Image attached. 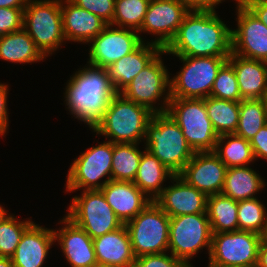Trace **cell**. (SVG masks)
I'll return each mask as SVG.
<instances>
[{
	"label": "cell",
	"instance_id": "13",
	"mask_svg": "<svg viewBox=\"0 0 267 267\" xmlns=\"http://www.w3.org/2000/svg\"><path fill=\"white\" fill-rule=\"evenodd\" d=\"M263 238L243 230L213 233L208 265L256 267Z\"/></svg>",
	"mask_w": 267,
	"mask_h": 267
},
{
	"label": "cell",
	"instance_id": "39",
	"mask_svg": "<svg viewBox=\"0 0 267 267\" xmlns=\"http://www.w3.org/2000/svg\"><path fill=\"white\" fill-rule=\"evenodd\" d=\"M24 9L0 8V37L23 29Z\"/></svg>",
	"mask_w": 267,
	"mask_h": 267
},
{
	"label": "cell",
	"instance_id": "28",
	"mask_svg": "<svg viewBox=\"0 0 267 267\" xmlns=\"http://www.w3.org/2000/svg\"><path fill=\"white\" fill-rule=\"evenodd\" d=\"M46 56L36 46L29 34L21 29L0 37V59L12 63H35Z\"/></svg>",
	"mask_w": 267,
	"mask_h": 267
},
{
	"label": "cell",
	"instance_id": "14",
	"mask_svg": "<svg viewBox=\"0 0 267 267\" xmlns=\"http://www.w3.org/2000/svg\"><path fill=\"white\" fill-rule=\"evenodd\" d=\"M108 24L95 38L89 51L91 66L107 68L120 58L136 50L143 42L138 31Z\"/></svg>",
	"mask_w": 267,
	"mask_h": 267
},
{
	"label": "cell",
	"instance_id": "47",
	"mask_svg": "<svg viewBox=\"0 0 267 267\" xmlns=\"http://www.w3.org/2000/svg\"><path fill=\"white\" fill-rule=\"evenodd\" d=\"M0 267H14L11 258L0 257Z\"/></svg>",
	"mask_w": 267,
	"mask_h": 267
},
{
	"label": "cell",
	"instance_id": "42",
	"mask_svg": "<svg viewBox=\"0 0 267 267\" xmlns=\"http://www.w3.org/2000/svg\"><path fill=\"white\" fill-rule=\"evenodd\" d=\"M8 85L0 83V136L5 135L8 126V109H7Z\"/></svg>",
	"mask_w": 267,
	"mask_h": 267
},
{
	"label": "cell",
	"instance_id": "33",
	"mask_svg": "<svg viewBox=\"0 0 267 267\" xmlns=\"http://www.w3.org/2000/svg\"><path fill=\"white\" fill-rule=\"evenodd\" d=\"M267 124V99L242 100L235 134L251 141Z\"/></svg>",
	"mask_w": 267,
	"mask_h": 267
},
{
	"label": "cell",
	"instance_id": "30",
	"mask_svg": "<svg viewBox=\"0 0 267 267\" xmlns=\"http://www.w3.org/2000/svg\"><path fill=\"white\" fill-rule=\"evenodd\" d=\"M213 152L227 168L248 166L255 161L250 141L235 133L220 135Z\"/></svg>",
	"mask_w": 267,
	"mask_h": 267
},
{
	"label": "cell",
	"instance_id": "36",
	"mask_svg": "<svg viewBox=\"0 0 267 267\" xmlns=\"http://www.w3.org/2000/svg\"><path fill=\"white\" fill-rule=\"evenodd\" d=\"M33 221H18L14 215H8L0 224V257L11 258L24 231Z\"/></svg>",
	"mask_w": 267,
	"mask_h": 267
},
{
	"label": "cell",
	"instance_id": "29",
	"mask_svg": "<svg viewBox=\"0 0 267 267\" xmlns=\"http://www.w3.org/2000/svg\"><path fill=\"white\" fill-rule=\"evenodd\" d=\"M238 202L221 193L207 198V215L212 233L238 230Z\"/></svg>",
	"mask_w": 267,
	"mask_h": 267
},
{
	"label": "cell",
	"instance_id": "43",
	"mask_svg": "<svg viewBox=\"0 0 267 267\" xmlns=\"http://www.w3.org/2000/svg\"><path fill=\"white\" fill-rule=\"evenodd\" d=\"M257 18L267 26V0H240Z\"/></svg>",
	"mask_w": 267,
	"mask_h": 267
},
{
	"label": "cell",
	"instance_id": "16",
	"mask_svg": "<svg viewBox=\"0 0 267 267\" xmlns=\"http://www.w3.org/2000/svg\"><path fill=\"white\" fill-rule=\"evenodd\" d=\"M190 9L180 0H150L139 32L157 35L152 43L163 49L176 35Z\"/></svg>",
	"mask_w": 267,
	"mask_h": 267
},
{
	"label": "cell",
	"instance_id": "24",
	"mask_svg": "<svg viewBox=\"0 0 267 267\" xmlns=\"http://www.w3.org/2000/svg\"><path fill=\"white\" fill-rule=\"evenodd\" d=\"M234 69L243 100L267 99V62L231 53L227 61Z\"/></svg>",
	"mask_w": 267,
	"mask_h": 267
},
{
	"label": "cell",
	"instance_id": "46",
	"mask_svg": "<svg viewBox=\"0 0 267 267\" xmlns=\"http://www.w3.org/2000/svg\"><path fill=\"white\" fill-rule=\"evenodd\" d=\"M29 0H0V8L25 9Z\"/></svg>",
	"mask_w": 267,
	"mask_h": 267
},
{
	"label": "cell",
	"instance_id": "38",
	"mask_svg": "<svg viewBox=\"0 0 267 267\" xmlns=\"http://www.w3.org/2000/svg\"><path fill=\"white\" fill-rule=\"evenodd\" d=\"M77 6L100 17L111 24L114 16L115 0H71Z\"/></svg>",
	"mask_w": 267,
	"mask_h": 267
},
{
	"label": "cell",
	"instance_id": "31",
	"mask_svg": "<svg viewBox=\"0 0 267 267\" xmlns=\"http://www.w3.org/2000/svg\"><path fill=\"white\" fill-rule=\"evenodd\" d=\"M207 115L218 136L236 132L240 102L209 96L205 99Z\"/></svg>",
	"mask_w": 267,
	"mask_h": 267
},
{
	"label": "cell",
	"instance_id": "22",
	"mask_svg": "<svg viewBox=\"0 0 267 267\" xmlns=\"http://www.w3.org/2000/svg\"><path fill=\"white\" fill-rule=\"evenodd\" d=\"M63 1L61 0V16L65 40L87 44L108 25L71 0Z\"/></svg>",
	"mask_w": 267,
	"mask_h": 267
},
{
	"label": "cell",
	"instance_id": "4",
	"mask_svg": "<svg viewBox=\"0 0 267 267\" xmlns=\"http://www.w3.org/2000/svg\"><path fill=\"white\" fill-rule=\"evenodd\" d=\"M145 147L178 175L195 154L178 124L166 113L153 114L147 125Z\"/></svg>",
	"mask_w": 267,
	"mask_h": 267
},
{
	"label": "cell",
	"instance_id": "20",
	"mask_svg": "<svg viewBox=\"0 0 267 267\" xmlns=\"http://www.w3.org/2000/svg\"><path fill=\"white\" fill-rule=\"evenodd\" d=\"M114 213L126 224L152 200L130 181H108L100 189Z\"/></svg>",
	"mask_w": 267,
	"mask_h": 267
},
{
	"label": "cell",
	"instance_id": "2",
	"mask_svg": "<svg viewBox=\"0 0 267 267\" xmlns=\"http://www.w3.org/2000/svg\"><path fill=\"white\" fill-rule=\"evenodd\" d=\"M65 89L67 109L92 130L102 120L110 101L117 94L107 69L89 64L70 77Z\"/></svg>",
	"mask_w": 267,
	"mask_h": 267
},
{
	"label": "cell",
	"instance_id": "6",
	"mask_svg": "<svg viewBox=\"0 0 267 267\" xmlns=\"http://www.w3.org/2000/svg\"><path fill=\"white\" fill-rule=\"evenodd\" d=\"M23 29L47 57L65 40L61 0H29L24 9Z\"/></svg>",
	"mask_w": 267,
	"mask_h": 267
},
{
	"label": "cell",
	"instance_id": "44",
	"mask_svg": "<svg viewBox=\"0 0 267 267\" xmlns=\"http://www.w3.org/2000/svg\"><path fill=\"white\" fill-rule=\"evenodd\" d=\"M190 10H215V6L223 0H180Z\"/></svg>",
	"mask_w": 267,
	"mask_h": 267
},
{
	"label": "cell",
	"instance_id": "19",
	"mask_svg": "<svg viewBox=\"0 0 267 267\" xmlns=\"http://www.w3.org/2000/svg\"><path fill=\"white\" fill-rule=\"evenodd\" d=\"M64 224L59 230H54L63 256L71 267H94L98 265L93 239L72 220L65 216L59 222Z\"/></svg>",
	"mask_w": 267,
	"mask_h": 267
},
{
	"label": "cell",
	"instance_id": "35",
	"mask_svg": "<svg viewBox=\"0 0 267 267\" xmlns=\"http://www.w3.org/2000/svg\"><path fill=\"white\" fill-rule=\"evenodd\" d=\"M150 0H115L114 16L110 25L139 31Z\"/></svg>",
	"mask_w": 267,
	"mask_h": 267
},
{
	"label": "cell",
	"instance_id": "15",
	"mask_svg": "<svg viewBox=\"0 0 267 267\" xmlns=\"http://www.w3.org/2000/svg\"><path fill=\"white\" fill-rule=\"evenodd\" d=\"M237 2V29H232V53L267 62V26L240 0Z\"/></svg>",
	"mask_w": 267,
	"mask_h": 267
},
{
	"label": "cell",
	"instance_id": "9",
	"mask_svg": "<svg viewBox=\"0 0 267 267\" xmlns=\"http://www.w3.org/2000/svg\"><path fill=\"white\" fill-rule=\"evenodd\" d=\"M212 231L207 213L170 217L168 251L187 267L189 260L201 249H211Z\"/></svg>",
	"mask_w": 267,
	"mask_h": 267
},
{
	"label": "cell",
	"instance_id": "40",
	"mask_svg": "<svg viewBox=\"0 0 267 267\" xmlns=\"http://www.w3.org/2000/svg\"><path fill=\"white\" fill-rule=\"evenodd\" d=\"M133 267H187L181 260L174 257L171 253H157L137 257Z\"/></svg>",
	"mask_w": 267,
	"mask_h": 267
},
{
	"label": "cell",
	"instance_id": "37",
	"mask_svg": "<svg viewBox=\"0 0 267 267\" xmlns=\"http://www.w3.org/2000/svg\"><path fill=\"white\" fill-rule=\"evenodd\" d=\"M210 96L236 102L243 100L239 92L236 74L228 62L218 71Z\"/></svg>",
	"mask_w": 267,
	"mask_h": 267
},
{
	"label": "cell",
	"instance_id": "34",
	"mask_svg": "<svg viewBox=\"0 0 267 267\" xmlns=\"http://www.w3.org/2000/svg\"><path fill=\"white\" fill-rule=\"evenodd\" d=\"M266 206L258 198L238 202V230L251 231L261 236L267 233Z\"/></svg>",
	"mask_w": 267,
	"mask_h": 267
},
{
	"label": "cell",
	"instance_id": "45",
	"mask_svg": "<svg viewBox=\"0 0 267 267\" xmlns=\"http://www.w3.org/2000/svg\"><path fill=\"white\" fill-rule=\"evenodd\" d=\"M256 267H267V239L265 237L259 246Z\"/></svg>",
	"mask_w": 267,
	"mask_h": 267
},
{
	"label": "cell",
	"instance_id": "7",
	"mask_svg": "<svg viewBox=\"0 0 267 267\" xmlns=\"http://www.w3.org/2000/svg\"><path fill=\"white\" fill-rule=\"evenodd\" d=\"M183 68L170 79L171 98L206 99L210 96L218 71L228 57L176 56Z\"/></svg>",
	"mask_w": 267,
	"mask_h": 267
},
{
	"label": "cell",
	"instance_id": "32",
	"mask_svg": "<svg viewBox=\"0 0 267 267\" xmlns=\"http://www.w3.org/2000/svg\"><path fill=\"white\" fill-rule=\"evenodd\" d=\"M134 143H113L111 180L133 182L144 151Z\"/></svg>",
	"mask_w": 267,
	"mask_h": 267
},
{
	"label": "cell",
	"instance_id": "17",
	"mask_svg": "<svg viewBox=\"0 0 267 267\" xmlns=\"http://www.w3.org/2000/svg\"><path fill=\"white\" fill-rule=\"evenodd\" d=\"M226 171L227 166L213 151L195 152L178 176L209 196L221 193Z\"/></svg>",
	"mask_w": 267,
	"mask_h": 267
},
{
	"label": "cell",
	"instance_id": "25",
	"mask_svg": "<svg viewBox=\"0 0 267 267\" xmlns=\"http://www.w3.org/2000/svg\"><path fill=\"white\" fill-rule=\"evenodd\" d=\"M162 51L159 45L143 42L136 50L107 67L115 91L120 93Z\"/></svg>",
	"mask_w": 267,
	"mask_h": 267
},
{
	"label": "cell",
	"instance_id": "23",
	"mask_svg": "<svg viewBox=\"0 0 267 267\" xmlns=\"http://www.w3.org/2000/svg\"><path fill=\"white\" fill-rule=\"evenodd\" d=\"M98 265L133 267L136 259L125 224L115 231L93 239Z\"/></svg>",
	"mask_w": 267,
	"mask_h": 267
},
{
	"label": "cell",
	"instance_id": "11",
	"mask_svg": "<svg viewBox=\"0 0 267 267\" xmlns=\"http://www.w3.org/2000/svg\"><path fill=\"white\" fill-rule=\"evenodd\" d=\"M163 53L164 50L120 92L127 99L148 108L154 114L166 113L171 98L169 72L160 56ZM162 96H164L163 104L158 103L162 106L156 108L154 104L160 101Z\"/></svg>",
	"mask_w": 267,
	"mask_h": 267
},
{
	"label": "cell",
	"instance_id": "5",
	"mask_svg": "<svg viewBox=\"0 0 267 267\" xmlns=\"http://www.w3.org/2000/svg\"><path fill=\"white\" fill-rule=\"evenodd\" d=\"M167 113L194 152L214 151L219 136L207 115L205 99L170 98Z\"/></svg>",
	"mask_w": 267,
	"mask_h": 267
},
{
	"label": "cell",
	"instance_id": "50",
	"mask_svg": "<svg viewBox=\"0 0 267 267\" xmlns=\"http://www.w3.org/2000/svg\"><path fill=\"white\" fill-rule=\"evenodd\" d=\"M94 267H111V266L96 265Z\"/></svg>",
	"mask_w": 267,
	"mask_h": 267
},
{
	"label": "cell",
	"instance_id": "27",
	"mask_svg": "<svg viewBox=\"0 0 267 267\" xmlns=\"http://www.w3.org/2000/svg\"><path fill=\"white\" fill-rule=\"evenodd\" d=\"M265 182L250 166L227 168L221 194L239 202L256 198L255 194L265 188Z\"/></svg>",
	"mask_w": 267,
	"mask_h": 267
},
{
	"label": "cell",
	"instance_id": "48",
	"mask_svg": "<svg viewBox=\"0 0 267 267\" xmlns=\"http://www.w3.org/2000/svg\"><path fill=\"white\" fill-rule=\"evenodd\" d=\"M7 216H8L7 210H5L4 207L0 205V224Z\"/></svg>",
	"mask_w": 267,
	"mask_h": 267
},
{
	"label": "cell",
	"instance_id": "1",
	"mask_svg": "<svg viewBox=\"0 0 267 267\" xmlns=\"http://www.w3.org/2000/svg\"><path fill=\"white\" fill-rule=\"evenodd\" d=\"M164 54L189 57H229L232 29L215 10H190Z\"/></svg>",
	"mask_w": 267,
	"mask_h": 267
},
{
	"label": "cell",
	"instance_id": "21",
	"mask_svg": "<svg viewBox=\"0 0 267 267\" xmlns=\"http://www.w3.org/2000/svg\"><path fill=\"white\" fill-rule=\"evenodd\" d=\"M54 229H48L34 222L24 231L14 255V267H42L48 251L55 243Z\"/></svg>",
	"mask_w": 267,
	"mask_h": 267
},
{
	"label": "cell",
	"instance_id": "12",
	"mask_svg": "<svg viewBox=\"0 0 267 267\" xmlns=\"http://www.w3.org/2000/svg\"><path fill=\"white\" fill-rule=\"evenodd\" d=\"M112 157L113 143L110 141L90 147L79 155L69 168L66 192L101 189L111 180ZM105 176L107 179L100 181Z\"/></svg>",
	"mask_w": 267,
	"mask_h": 267
},
{
	"label": "cell",
	"instance_id": "18",
	"mask_svg": "<svg viewBox=\"0 0 267 267\" xmlns=\"http://www.w3.org/2000/svg\"><path fill=\"white\" fill-rule=\"evenodd\" d=\"M170 180L173 185L165 187L154 200L169 217L207 213L208 196L205 193L187 184L178 175Z\"/></svg>",
	"mask_w": 267,
	"mask_h": 267
},
{
	"label": "cell",
	"instance_id": "26",
	"mask_svg": "<svg viewBox=\"0 0 267 267\" xmlns=\"http://www.w3.org/2000/svg\"><path fill=\"white\" fill-rule=\"evenodd\" d=\"M174 176V173H172L161 161L145 149L141 156L133 183L147 197L154 201L165 188L163 187L164 181L171 179Z\"/></svg>",
	"mask_w": 267,
	"mask_h": 267
},
{
	"label": "cell",
	"instance_id": "8",
	"mask_svg": "<svg viewBox=\"0 0 267 267\" xmlns=\"http://www.w3.org/2000/svg\"><path fill=\"white\" fill-rule=\"evenodd\" d=\"M169 224L170 217L154 201L127 222L135 257L167 252Z\"/></svg>",
	"mask_w": 267,
	"mask_h": 267
},
{
	"label": "cell",
	"instance_id": "3",
	"mask_svg": "<svg viewBox=\"0 0 267 267\" xmlns=\"http://www.w3.org/2000/svg\"><path fill=\"white\" fill-rule=\"evenodd\" d=\"M153 114L148 108L117 93L93 132L106 136L112 143L140 144L141 139L145 141L147 125Z\"/></svg>",
	"mask_w": 267,
	"mask_h": 267
},
{
	"label": "cell",
	"instance_id": "49",
	"mask_svg": "<svg viewBox=\"0 0 267 267\" xmlns=\"http://www.w3.org/2000/svg\"><path fill=\"white\" fill-rule=\"evenodd\" d=\"M208 267H233V266H217V265H208Z\"/></svg>",
	"mask_w": 267,
	"mask_h": 267
},
{
	"label": "cell",
	"instance_id": "41",
	"mask_svg": "<svg viewBox=\"0 0 267 267\" xmlns=\"http://www.w3.org/2000/svg\"><path fill=\"white\" fill-rule=\"evenodd\" d=\"M254 158H263L267 160V124L250 141Z\"/></svg>",
	"mask_w": 267,
	"mask_h": 267
},
{
	"label": "cell",
	"instance_id": "10",
	"mask_svg": "<svg viewBox=\"0 0 267 267\" xmlns=\"http://www.w3.org/2000/svg\"><path fill=\"white\" fill-rule=\"evenodd\" d=\"M66 216L92 239L117 230L124 224L107 203L100 189L83 190L74 196Z\"/></svg>",
	"mask_w": 267,
	"mask_h": 267
}]
</instances>
